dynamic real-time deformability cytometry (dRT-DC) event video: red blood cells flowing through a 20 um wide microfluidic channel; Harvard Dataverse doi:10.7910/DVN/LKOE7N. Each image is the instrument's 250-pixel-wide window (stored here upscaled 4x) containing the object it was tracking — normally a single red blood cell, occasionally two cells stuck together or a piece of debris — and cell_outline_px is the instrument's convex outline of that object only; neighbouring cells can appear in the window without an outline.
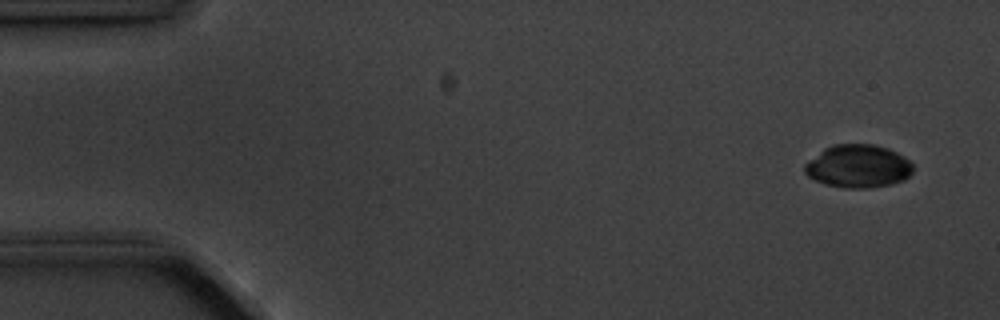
{"species": "common noctule bat (a hibernating species)", "species_latin": "Nyctalus noctula", "temperature_condition": "cold", "stored_images_in_passage": 6, "camera_frame_rate_fps": 3000, "um_per_image_px": 0.085, "animal": {"sex": "male", "body_mass_g": 20.1, "forearm_length_mm": 53.5}, "frame": {"image": 1, "passage_image": 2, "time_ms": 1.0, "image_size_px": [1000, 320], "cell_outline_px": [[912, 172], [904, 180], [892, 184], [868, 188], [844, 188], [824, 184], [808, 176], [804, 172], [804, 164], [808, 160], [824, 148], [832, 144], [872, 144], [888, 148], [904, 156], [912, 164]], "centroid_in_image_um": [72.92, 14.13], "position_along_channel_um": 12.1, "area_um2": 27.28}}
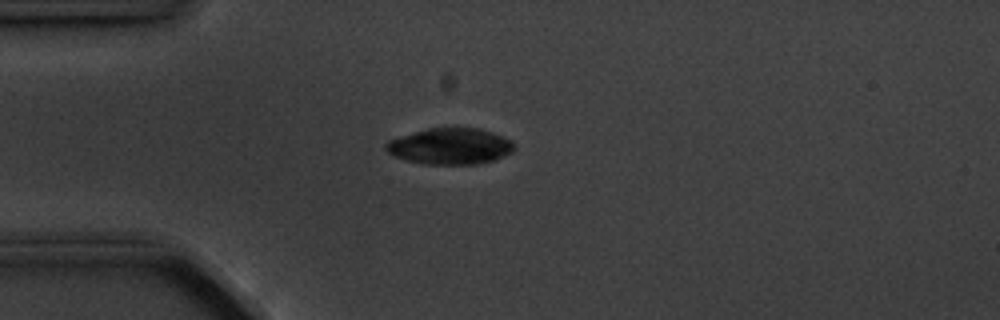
{"frame": {"image": 2, "passage_image": 5, "time_ms": 4.667, "image_size_px": [1000, 320], "cell_outline_px": [[516, 148], [512, 152], [492, 160], [476, 164], [424, 164], [408, 160], [396, 156], [388, 152], [384, 148], [384, 144], [388, 140], [428, 128], [480, 128], [492, 132], [512, 140]], "centroid_in_image_um": [38.28, 12.42], "position_along_channel_um": 46.7, "area_um2": 26.88}}